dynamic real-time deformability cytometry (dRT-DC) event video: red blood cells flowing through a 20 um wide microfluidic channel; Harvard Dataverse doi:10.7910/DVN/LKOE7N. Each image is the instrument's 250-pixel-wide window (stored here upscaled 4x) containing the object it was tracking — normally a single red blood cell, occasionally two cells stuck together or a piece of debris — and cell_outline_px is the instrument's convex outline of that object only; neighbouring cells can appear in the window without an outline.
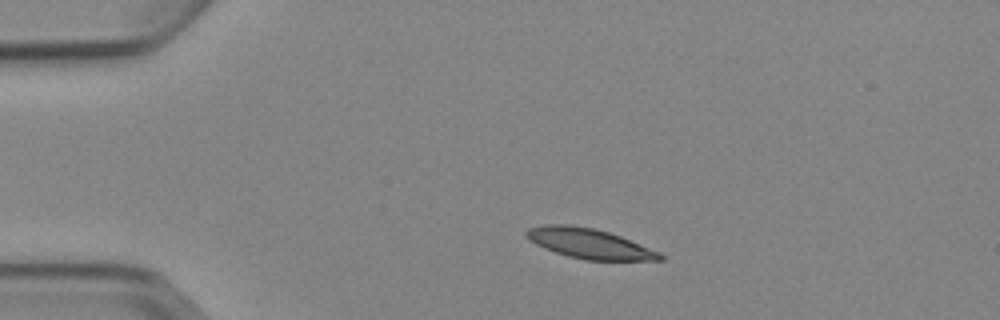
{"species": "Egyptian fruit bat (a non-hibernating species)", "species_latin": "Rousettus aegyptiacus", "temperature_condition": "cold", "stored_images_in_passage": 6, "camera_frame_rate_fps": 3000, "um_per_image_px": 0.085, "animal": {"sex": "female"}, "frame": {"image": 1, "passage_image": 2, "time_ms": 1.333, "image_size_px": [1000, 320], "cell_outline_px": [[664, 260], [584, 260], [568, 256], [544, 248], [528, 240], [524, 236], [524, 232], [528, 228], [544, 224], [564, 224], [592, 228], [608, 232], [620, 236], [660, 252], [664, 256]], "centroid_in_image_um": [50.05, 20.7], "position_along_channel_um": 34.9, "area_um2": 23.29}}
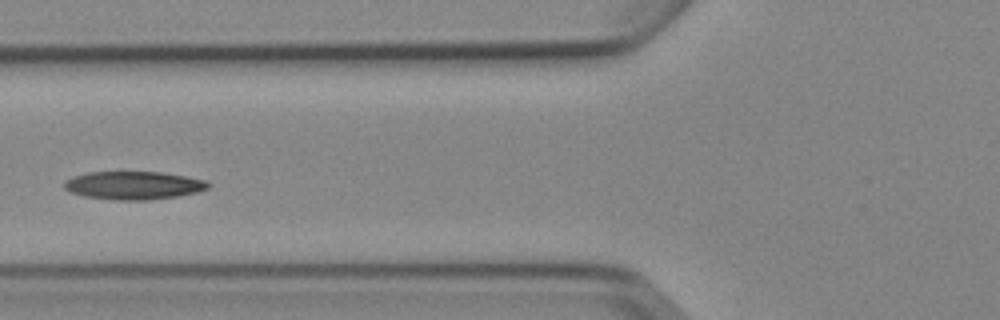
{"frame": {"image": 2, "passage_image": 5, "time_ms": 4.667, "image_size_px": [1000, 320], "cell_outline_px": [[212, 184], [208, 188], [196, 192], [180, 196], [144, 200], [116, 200], [84, 196], [72, 192], [64, 188], [64, 180], [72, 176], [88, 172], [160, 172], [184, 176], [204, 180]], "centroid_in_image_um": [11.34, 15.75], "position_along_channel_um": 114.5, "area_um2": 23.52}}
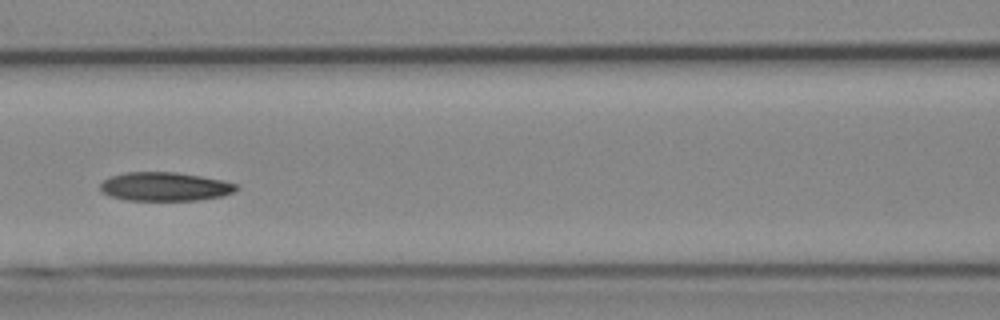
{"frame": {"image": 3, "passage_image": 6, "time_ms": 5.667, "image_size_px": [1000, 320], "cell_outline_px": [[240, 188], [224, 196], [200, 200], [128, 200], [108, 196], [100, 192], [100, 184], [104, 180], [112, 176], [124, 172], [176, 172], [224, 180], [240, 184]], "centroid_in_image_um": [14.05, 15.86], "position_along_channel_um": 152.6, "area_um2": 23.06}}